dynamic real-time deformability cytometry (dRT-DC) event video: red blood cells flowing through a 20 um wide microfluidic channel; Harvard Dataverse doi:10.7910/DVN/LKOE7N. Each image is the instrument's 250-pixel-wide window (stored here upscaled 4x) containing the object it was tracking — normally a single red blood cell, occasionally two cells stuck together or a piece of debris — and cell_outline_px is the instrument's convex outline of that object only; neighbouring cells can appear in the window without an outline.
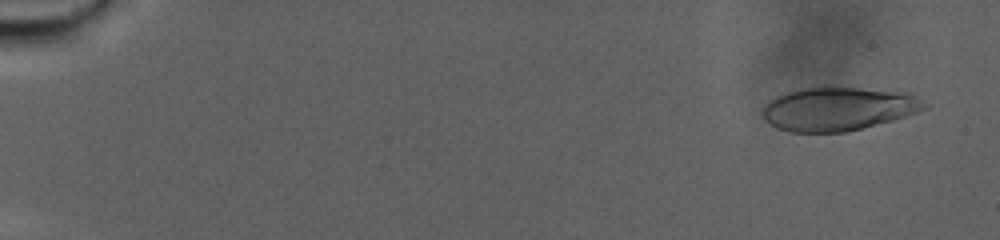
{"species": "human", "species_latin": "Homo sapiens", "temperature_condition": "warm", "stored_images_in_passage": 94, "camera_frame_rate_fps": 3000, "um_per_image_px": 0.085, "donor": {"sex": "male"}, "frame": {"image": 1, "passage_image": 5, "time_ms": 1.333, "image_size_px": [1000, 240], "cell_outline_px": [[932, 108], [892, 120], [844, 132], [792, 132], [780, 128], [764, 120], [764, 108], [768, 100], [784, 92], [804, 88], [856, 88], [892, 92], [916, 96], [928, 104]], "centroid_in_image_um": [71.25, 9.26], "position_along_channel_um": 13.8, "area_um2": 40.23}}
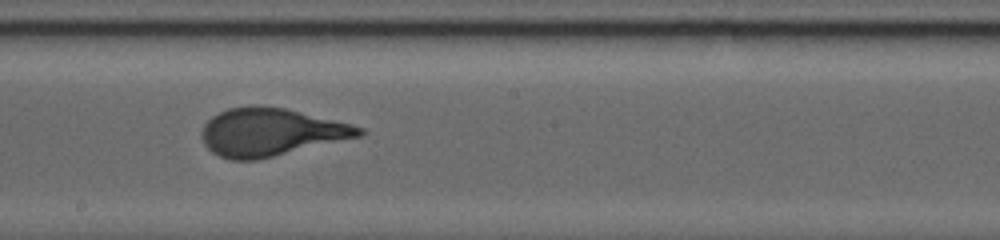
{"frame": {"image": 2, "passage_image": 56, "time_ms": 18.333, "image_size_px": [1000, 240], "cell_outline_px": [[368, 132], [360, 136], [256, 160], [232, 160], [220, 156], [212, 152], [204, 144], [200, 132], [204, 124], [212, 116], [228, 108], [252, 104], [260, 104], [284, 108], [352, 124], [364, 128]], "centroid_in_image_um": [22.99, 11.21], "position_along_channel_um": 225.2, "area_um2": 43.81}}
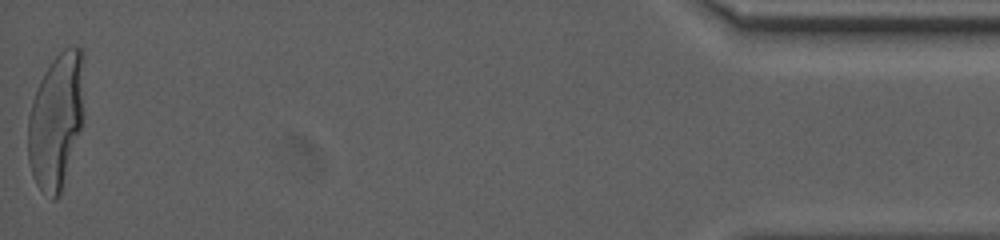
{"frame": {"image": 3, "passage_image": 94, "time_ms": 31.0, "image_size_px": [1000, 240], "cell_outline_px": [[84, 56], [80, 128], [60, 196], [56, 200], [52, 200], [36, 184], [28, 160], [28, 116], [32, 100], [36, 88], [44, 72], [52, 60], [64, 48], [72, 44], [80, 48], [84, 52]], "centroid_in_image_um": [4.75, 10.23], "position_along_channel_um": 430.5, "area_um2": 43.99}, "authors_computed_cell_mechanics": {"area_um2": 42.8587, "velocity_mm_per_s": 2.2674, "shape_relaxation_time_tau1_ms": 9.6334, "shape_relaxation_time_tau2_ms": null, "deformation_change_tau1": 0.2689, "deformation_change_tau2": null}}